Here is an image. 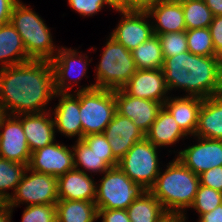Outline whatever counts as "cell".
Here are the masks:
<instances>
[{
    "instance_id": "cell-10",
    "label": "cell",
    "mask_w": 222,
    "mask_h": 222,
    "mask_svg": "<svg viewBox=\"0 0 222 222\" xmlns=\"http://www.w3.org/2000/svg\"><path fill=\"white\" fill-rule=\"evenodd\" d=\"M77 50L61 46L50 61L54 73V88L56 92H73L71 90L74 85L80 84L82 77L88 79L87 66L93 60L92 58L89 59V55L86 53L83 54L82 51L78 52Z\"/></svg>"
},
{
    "instance_id": "cell-44",
    "label": "cell",
    "mask_w": 222,
    "mask_h": 222,
    "mask_svg": "<svg viewBox=\"0 0 222 222\" xmlns=\"http://www.w3.org/2000/svg\"><path fill=\"white\" fill-rule=\"evenodd\" d=\"M204 2L212 12L213 16L222 15V0H204Z\"/></svg>"
},
{
    "instance_id": "cell-46",
    "label": "cell",
    "mask_w": 222,
    "mask_h": 222,
    "mask_svg": "<svg viewBox=\"0 0 222 222\" xmlns=\"http://www.w3.org/2000/svg\"><path fill=\"white\" fill-rule=\"evenodd\" d=\"M164 222H187L184 220L183 216H170Z\"/></svg>"
},
{
    "instance_id": "cell-25",
    "label": "cell",
    "mask_w": 222,
    "mask_h": 222,
    "mask_svg": "<svg viewBox=\"0 0 222 222\" xmlns=\"http://www.w3.org/2000/svg\"><path fill=\"white\" fill-rule=\"evenodd\" d=\"M31 61L27 56L22 38L9 22L0 25V68Z\"/></svg>"
},
{
    "instance_id": "cell-43",
    "label": "cell",
    "mask_w": 222,
    "mask_h": 222,
    "mask_svg": "<svg viewBox=\"0 0 222 222\" xmlns=\"http://www.w3.org/2000/svg\"><path fill=\"white\" fill-rule=\"evenodd\" d=\"M156 1L157 0H123V8L144 9L146 6Z\"/></svg>"
},
{
    "instance_id": "cell-42",
    "label": "cell",
    "mask_w": 222,
    "mask_h": 222,
    "mask_svg": "<svg viewBox=\"0 0 222 222\" xmlns=\"http://www.w3.org/2000/svg\"><path fill=\"white\" fill-rule=\"evenodd\" d=\"M197 222H222V204L209 213L202 214Z\"/></svg>"
},
{
    "instance_id": "cell-1",
    "label": "cell",
    "mask_w": 222,
    "mask_h": 222,
    "mask_svg": "<svg viewBox=\"0 0 222 222\" xmlns=\"http://www.w3.org/2000/svg\"><path fill=\"white\" fill-rule=\"evenodd\" d=\"M54 73L50 61L29 62L0 68V109L21 115L50 111L54 100Z\"/></svg>"
},
{
    "instance_id": "cell-3",
    "label": "cell",
    "mask_w": 222,
    "mask_h": 222,
    "mask_svg": "<svg viewBox=\"0 0 222 222\" xmlns=\"http://www.w3.org/2000/svg\"><path fill=\"white\" fill-rule=\"evenodd\" d=\"M199 186V175L194 174L176 157L167 163L166 169L161 168L149 191L170 216H183L186 221L187 209L192 206Z\"/></svg>"
},
{
    "instance_id": "cell-41",
    "label": "cell",
    "mask_w": 222,
    "mask_h": 222,
    "mask_svg": "<svg viewBox=\"0 0 222 222\" xmlns=\"http://www.w3.org/2000/svg\"><path fill=\"white\" fill-rule=\"evenodd\" d=\"M19 0H0V25L10 22L14 6Z\"/></svg>"
},
{
    "instance_id": "cell-13",
    "label": "cell",
    "mask_w": 222,
    "mask_h": 222,
    "mask_svg": "<svg viewBox=\"0 0 222 222\" xmlns=\"http://www.w3.org/2000/svg\"><path fill=\"white\" fill-rule=\"evenodd\" d=\"M31 151L21 121L14 115L0 116V157L28 166Z\"/></svg>"
},
{
    "instance_id": "cell-4",
    "label": "cell",
    "mask_w": 222,
    "mask_h": 222,
    "mask_svg": "<svg viewBox=\"0 0 222 222\" xmlns=\"http://www.w3.org/2000/svg\"><path fill=\"white\" fill-rule=\"evenodd\" d=\"M10 23L20 34L31 60L51 61L54 58L60 45L54 44L51 29L30 5L19 0L13 8Z\"/></svg>"
},
{
    "instance_id": "cell-24",
    "label": "cell",
    "mask_w": 222,
    "mask_h": 222,
    "mask_svg": "<svg viewBox=\"0 0 222 222\" xmlns=\"http://www.w3.org/2000/svg\"><path fill=\"white\" fill-rule=\"evenodd\" d=\"M188 136L181 130L174 117L164 108L159 111L157 118L145 133V138L154 146L168 147L179 143Z\"/></svg>"
},
{
    "instance_id": "cell-30",
    "label": "cell",
    "mask_w": 222,
    "mask_h": 222,
    "mask_svg": "<svg viewBox=\"0 0 222 222\" xmlns=\"http://www.w3.org/2000/svg\"><path fill=\"white\" fill-rule=\"evenodd\" d=\"M27 165L0 157V200L6 204L21 182ZM8 190L13 192L9 193Z\"/></svg>"
},
{
    "instance_id": "cell-37",
    "label": "cell",
    "mask_w": 222,
    "mask_h": 222,
    "mask_svg": "<svg viewBox=\"0 0 222 222\" xmlns=\"http://www.w3.org/2000/svg\"><path fill=\"white\" fill-rule=\"evenodd\" d=\"M69 7L82 17H92L99 13L103 8H116L108 0H68Z\"/></svg>"
},
{
    "instance_id": "cell-21",
    "label": "cell",
    "mask_w": 222,
    "mask_h": 222,
    "mask_svg": "<svg viewBox=\"0 0 222 222\" xmlns=\"http://www.w3.org/2000/svg\"><path fill=\"white\" fill-rule=\"evenodd\" d=\"M96 185L93 175L72 169L57 178L59 200L95 201Z\"/></svg>"
},
{
    "instance_id": "cell-36",
    "label": "cell",
    "mask_w": 222,
    "mask_h": 222,
    "mask_svg": "<svg viewBox=\"0 0 222 222\" xmlns=\"http://www.w3.org/2000/svg\"><path fill=\"white\" fill-rule=\"evenodd\" d=\"M82 140L97 155L105 156V162L110 167H116L118 165V160L113 156L111 146L104 133L90 134L83 137Z\"/></svg>"
},
{
    "instance_id": "cell-2",
    "label": "cell",
    "mask_w": 222,
    "mask_h": 222,
    "mask_svg": "<svg viewBox=\"0 0 222 222\" xmlns=\"http://www.w3.org/2000/svg\"><path fill=\"white\" fill-rule=\"evenodd\" d=\"M162 71L169 93L183 90L202 99L222 94V58L189 51L164 58ZM171 91V92H170Z\"/></svg>"
},
{
    "instance_id": "cell-27",
    "label": "cell",
    "mask_w": 222,
    "mask_h": 222,
    "mask_svg": "<svg viewBox=\"0 0 222 222\" xmlns=\"http://www.w3.org/2000/svg\"><path fill=\"white\" fill-rule=\"evenodd\" d=\"M56 219L57 222H95L98 208L95 201L58 200Z\"/></svg>"
},
{
    "instance_id": "cell-14",
    "label": "cell",
    "mask_w": 222,
    "mask_h": 222,
    "mask_svg": "<svg viewBox=\"0 0 222 222\" xmlns=\"http://www.w3.org/2000/svg\"><path fill=\"white\" fill-rule=\"evenodd\" d=\"M29 169L58 178L74 169L72 146L53 142L31 153Z\"/></svg>"
},
{
    "instance_id": "cell-29",
    "label": "cell",
    "mask_w": 222,
    "mask_h": 222,
    "mask_svg": "<svg viewBox=\"0 0 222 222\" xmlns=\"http://www.w3.org/2000/svg\"><path fill=\"white\" fill-rule=\"evenodd\" d=\"M136 69H160L163 67L164 57L157 35L140 44L131 51Z\"/></svg>"
},
{
    "instance_id": "cell-5",
    "label": "cell",
    "mask_w": 222,
    "mask_h": 222,
    "mask_svg": "<svg viewBox=\"0 0 222 222\" xmlns=\"http://www.w3.org/2000/svg\"><path fill=\"white\" fill-rule=\"evenodd\" d=\"M100 61L95 67V87L99 89H121L136 72L132 52L108 36Z\"/></svg>"
},
{
    "instance_id": "cell-7",
    "label": "cell",
    "mask_w": 222,
    "mask_h": 222,
    "mask_svg": "<svg viewBox=\"0 0 222 222\" xmlns=\"http://www.w3.org/2000/svg\"><path fill=\"white\" fill-rule=\"evenodd\" d=\"M99 180L95 199L98 209L126 210L147 191L141 184L133 182L118 166L109 168Z\"/></svg>"
},
{
    "instance_id": "cell-32",
    "label": "cell",
    "mask_w": 222,
    "mask_h": 222,
    "mask_svg": "<svg viewBox=\"0 0 222 222\" xmlns=\"http://www.w3.org/2000/svg\"><path fill=\"white\" fill-rule=\"evenodd\" d=\"M188 51L200 56H214L213 45L209 27L186 30Z\"/></svg>"
},
{
    "instance_id": "cell-31",
    "label": "cell",
    "mask_w": 222,
    "mask_h": 222,
    "mask_svg": "<svg viewBox=\"0 0 222 222\" xmlns=\"http://www.w3.org/2000/svg\"><path fill=\"white\" fill-rule=\"evenodd\" d=\"M184 12L186 30L209 27L213 14L204 0H179Z\"/></svg>"
},
{
    "instance_id": "cell-35",
    "label": "cell",
    "mask_w": 222,
    "mask_h": 222,
    "mask_svg": "<svg viewBox=\"0 0 222 222\" xmlns=\"http://www.w3.org/2000/svg\"><path fill=\"white\" fill-rule=\"evenodd\" d=\"M21 222H57L56 204H37L24 207Z\"/></svg>"
},
{
    "instance_id": "cell-19",
    "label": "cell",
    "mask_w": 222,
    "mask_h": 222,
    "mask_svg": "<svg viewBox=\"0 0 222 222\" xmlns=\"http://www.w3.org/2000/svg\"><path fill=\"white\" fill-rule=\"evenodd\" d=\"M154 35L186 31L184 12L179 0H157L146 6Z\"/></svg>"
},
{
    "instance_id": "cell-26",
    "label": "cell",
    "mask_w": 222,
    "mask_h": 222,
    "mask_svg": "<svg viewBox=\"0 0 222 222\" xmlns=\"http://www.w3.org/2000/svg\"><path fill=\"white\" fill-rule=\"evenodd\" d=\"M126 211L130 222H164L170 217L149 190L136 198Z\"/></svg>"
},
{
    "instance_id": "cell-47",
    "label": "cell",
    "mask_w": 222,
    "mask_h": 222,
    "mask_svg": "<svg viewBox=\"0 0 222 222\" xmlns=\"http://www.w3.org/2000/svg\"><path fill=\"white\" fill-rule=\"evenodd\" d=\"M116 9L123 8V0H108Z\"/></svg>"
},
{
    "instance_id": "cell-39",
    "label": "cell",
    "mask_w": 222,
    "mask_h": 222,
    "mask_svg": "<svg viewBox=\"0 0 222 222\" xmlns=\"http://www.w3.org/2000/svg\"><path fill=\"white\" fill-rule=\"evenodd\" d=\"M215 54L222 58V15L214 16L209 25Z\"/></svg>"
},
{
    "instance_id": "cell-12",
    "label": "cell",
    "mask_w": 222,
    "mask_h": 222,
    "mask_svg": "<svg viewBox=\"0 0 222 222\" xmlns=\"http://www.w3.org/2000/svg\"><path fill=\"white\" fill-rule=\"evenodd\" d=\"M196 144L183 150H173L177 158L194 174L200 175L211 168L222 166V140L193 136Z\"/></svg>"
},
{
    "instance_id": "cell-48",
    "label": "cell",
    "mask_w": 222,
    "mask_h": 222,
    "mask_svg": "<svg viewBox=\"0 0 222 222\" xmlns=\"http://www.w3.org/2000/svg\"><path fill=\"white\" fill-rule=\"evenodd\" d=\"M4 205V203L0 200V207H2Z\"/></svg>"
},
{
    "instance_id": "cell-45",
    "label": "cell",
    "mask_w": 222,
    "mask_h": 222,
    "mask_svg": "<svg viewBox=\"0 0 222 222\" xmlns=\"http://www.w3.org/2000/svg\"><path fill=\"white\" fill-rule=\"evenodd\" d=\"M12 215L13 211L6 204L0 207V222H13Z\"/></svg>"
},
{
    "instance_id": "cell-33",
    "label": "cell",
    "mask_w": 222,
    "mask_h": 222,
    "mask_svg": "<svg viewBox=\"0 0 222 222\" xmlns=\"http://www.w3.org/2000/svg\"><path fill=\"white\" fill-rule=\"evenodd\" d=\"M220 204H222V192L200 185L190 209L195 210L200 217L202 214L214 210Z\"/></svg>"
},
{
    "instance_id": "cell-40",
    "label": "cell",
    "mask_w": 222,
    "mask_h": 222,
    "mask_svg": "<svg viewBox=\"0 0 222 222\" xmlns=\"http://www.w3.org/2000/svg\"><path fill=\"white\" fill-rule=\"evenodd\" d=\"M102 222H130L127 211L122 209H98Z\"/></svg>"
},
{
    "instance_id": "cell-8",
    "label": "cell",
    "mask_w": 222,
    "mask_h": 222,
    "mask_svg": "<svg viewBox=\"0 0 222 222\" xmlns=\"http://www.w3.org/2000/svg\"><path fill=\"white\" fill-rule=\"evenodd\" d=\"M159 148L146 138L136 142L123 158L118 161V167L135 183L149 190L156 182L161 170Z\"/></svg>"
},
{
    "instance_id": "cell-15",
    "label": "cell",
    "mask_w": 222,
    "mask_h": 222,
    "mask_svg": "<svg viewBox=\"0 0 222 222\" xmlns=\"http://www.w3.org/2000/svg\"><path fill=\"white\" fill-rule=\"evenodd\" d=\"M58 104L50 109L57 133L68 138L82 140V125L80 120L79 90L74 92H56Z\"/></svg>"
},
{
    "instance_id": "cell-11",
    "label": "cell",
    "mask_w": 222,
    "mask_h": 222,
    "mask_svg": "<svg viewBox=\"0 0 222 222\" xmlns=\"http://www.w3.org/2000/svg\"><path fill=\"white\" fill-rule=\"evenodd\" d=\"M116 11L122 17L109 35L127 50H134L154 36L152 23L145 9L121 8Z\"/></svg>"
},
{
    "instance_id": "cell-28",
    "label": "cell",
    "mask_w": 222,
    "mask_h": 222,
    "mask_svg": "<svg viewBox=\"0 0 222 222\" xmlns=\"http://www.w3.org/2000/svg\"><path fill=\"white\" fill-rule=\"evenodd\" d=\"M72 151L74 168L84 173H90L91 175L94 173L93 175L95 176L97 173L103 174L111 168L105 162V156L97 155L83 140H76L72 145Z\"/></svg>"
},
{
    "instance_id": "cell-22",
    "label": "cell",
    "mask_w": 222,
    "mask_h": 222,
    "mask_svg": "<svg viewBox=\"0 0 222 222\" xmlns=\"http://www.w3.org/2000/svg\"><path fill=\"white\" fill-rule=\"evenodd\" d=\"M163 103V107L174 117L181 130L191 138L198 126V113L203 99L195 96H172Z\"/></svg>"
},
{
    "instance_id": "cell-16",
    "label": "cell",
    "mask_w": 222,
    "mask_h": 222,
    "mask_svg": "<svg viewBox=\"0 0 222 222\" xmlns=\"http://www.w3.org/2000/svg\"><path fill=\"white\" fill-rule=\"evenodd\" d=\"M121 89L127 95L153 100L162 104L170 97L162 68L137 69Z\"/></svg>"
},
{
    "instance_id": "cell-17",
    "label": "cell",
    "mask_w": 222,
    "mask_h": 222,
    "mask_svg": "<svg viewBox=\"0 0 222 222\" xmlns=\"http://www.w3.org/2000/svg\"><path fill=\"white\" fill-rule=\"evenodd\" d=\"M116 112L131 119L134 124L146 133L155 119L163 104L127 95L122 89L115 90Z\"/></svg>"
},
{
    "instance_id": "cell-6",
    "label": "cell",
    "mask_w": 222,
    "mask_h": 222,
    "mask_svg": "<svg viewBox=\"0 0 222 222\" xmlns=\"http://www.w3.org/2000/svg\"><path fill=\"white\" fill-rule=\"evenodd\" d=\"M79 90L82 138L103 133L116 112L115 90L99 89L95 84L81 85Z\"/></svg>"
},
{
    "instance_id": "cell-34",
    "label": "cell",
    "mask_w": 222,
    "mask_h": 222,
    "mask_svg": "<svg viewBox=\"0 0 222 222\" xmlns=\"http://www.w3.org/2000/svg\"><path fill=\"white\" fill-rule=\"evenodd\" d=\"M161 44L163 57H173L188 51L186 31L169 32L157 35Z\"/></svg>"
},
{
    "instance_id": "cell-23",
    "label": "cell",
    "mask_w": 222,
    "mask_h": 222,
    "mask_svg": "<svg viewBox=\"0 0 222 222\" xmlns=\"http://www.w3.org/2000/svg\"><path fill=\"white\" fill-rule=\"evenodd\" d=\"M194 136L222 140V94L203 99Z\"/></svg>"
},
{
    "instance_id": "cell-18",
    "label": "cell",
    "mask_w": 222,
    "mask_h": 222,
    "mask_svg": "<svg viewBox=\"0 0 222 222\" xmlns=\"http://www.w3.org/2000/svg\"><path fill=\"white\" fill-rule=\"evenodd\" d=\"M111 146L113 156L119 161L145 133L134 122L115 112L112 120L103 132Z\"/></svg>"
},
{
    "instance_id": "cell-9",
    "label": "cell",
    "mask_w": 222,
    "mask_h": 222,
    "mask_svg": "<svg viewBox=\"0 0 222 222\" xmlns=\"http://www.w3.org/2000/svg\"><path fill=\"white\" fill-rule=\"evenodd\" d=\"M58 200L57 178L27 167L15 193L6 205L13 211L20 204H56Z\"/></svg>"
},
{
    "instance_id": "cell-38",
    "label": "cell",
    "mask_w": 222,
    "mask_h": 222,
    "mask_svg": "<svg viewBox=\"0 0 222 222\" xmlns=\"http://www.w3.org/2000/svg\"><path fill=\"white\" fill-rule=\"evenodd\" d=\"M200 185L222 192V166L211 168L199 175Z\"/></svg>"
},
{
    "instance_id": "cell-20",
    "label": "cell",
    "mask_w": 222,
    "mask_h": 222,
    "mask_svg": "<svg viewBox=\"0 0 222 222\" xmlns=\"http://www.w3.org/2000/svg\"><path fill=\"white\" fill-rule=\"evenodd\" d=\"M16 117L22 123L31 153L56 141V129L50 111Z\"/></svg>"
}]
</instances>
